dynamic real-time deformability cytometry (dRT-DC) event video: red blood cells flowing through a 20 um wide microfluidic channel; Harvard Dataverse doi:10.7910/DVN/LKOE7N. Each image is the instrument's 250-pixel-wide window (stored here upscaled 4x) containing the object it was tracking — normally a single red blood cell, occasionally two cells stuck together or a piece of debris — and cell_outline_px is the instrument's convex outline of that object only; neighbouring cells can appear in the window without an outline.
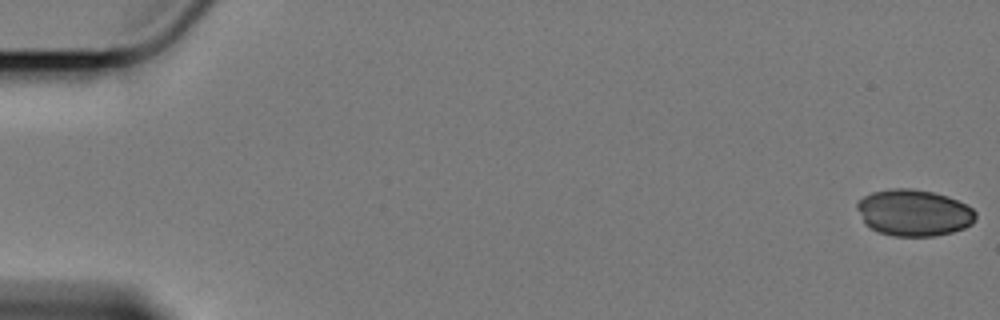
{"species": "Egyptian fruit bat (a non-hibernating species)", "species_latin": "Rousettus aegyptiacus", "temperature_condition": "cold", "stored_images_in_passage": 15, "camera_frame_rate_fps": 3000, "um_per_image_px": 0.085, "animal": {"sex": "female"}, "frame": {"image": 1, "passage_image": 1, "time_ms": 0.0, "image_size_px": [1000, 320], "cell_outline_px": [[976, 220], [972, 224], [964, 228], [952, 232], [932, 236], [896, 236], [880, 232], [864, 224], [856, 208], [856, 200], [872, 192], [892, 188], [912, 188], [932, 192], [948, 196], [972, 208], [976, 212]], "centroid_in_image_um": [77.66, 18.07], "position_along_channel_um": 7.3, "area_um2": 32.25}}
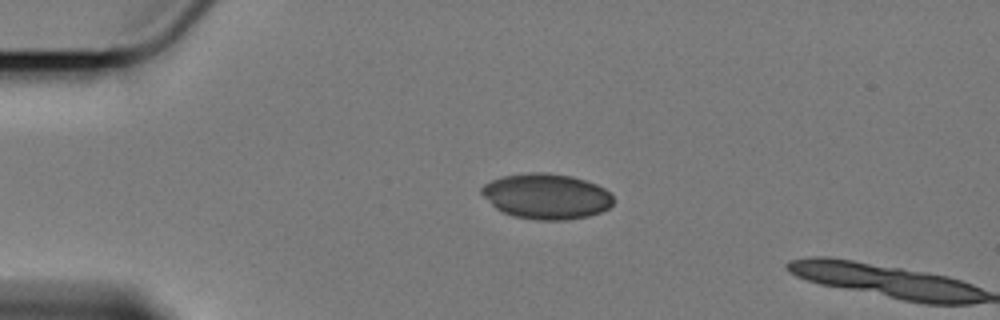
{"frame": {"image": 2, "passage_image": 14, "time_ms": 4.333, "image_size_px": [1000, 320], "cell_outline_px": [[612, 204], [608, 208], [600, 212], [588, 216], [564, 220], [536, 220], [512, 216], [496, 208], [480, 192], [480, 188], [484, 184], [492, 180], [504, 176], [532, 172], [540, 172], [572, 176], [596, 184], [612, 192]], "centroid_in_image_um": [46.45, 16.69], "position_along_channel_um": 38.6, "area_um2": 34.74}}